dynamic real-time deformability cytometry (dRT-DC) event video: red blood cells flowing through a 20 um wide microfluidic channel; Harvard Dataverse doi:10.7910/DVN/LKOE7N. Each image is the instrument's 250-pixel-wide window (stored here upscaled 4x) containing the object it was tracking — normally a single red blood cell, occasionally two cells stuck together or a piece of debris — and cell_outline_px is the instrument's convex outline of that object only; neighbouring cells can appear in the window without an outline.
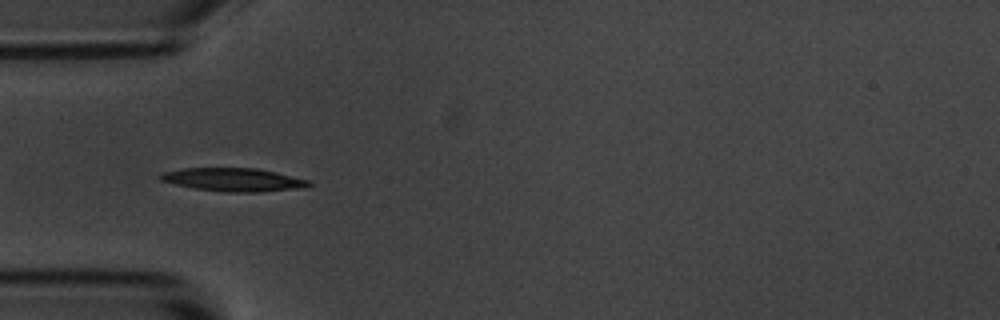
{"species": "common noctule bat (a hibernating species)", "species_latin": "Nyctalus noctula", "temperature_condition": "room temperature", "stored_images_in_passage": 7, "camera_frame_rate_fps": 3000, "um_per_image_px": 0.085, "animal": {"sex": "male", "body_mass_g": 20.1, "forearm_length_mm": 53.5}, "frame": {"image": 1, "passage_image": 3, "time_ms": 3.0, "image_size_px": [1000, 320], "cell_outline_px": [[312, 184], [304, 188], [260, 192], [224, 192], [196, 188], [176, 184], [160, 180], [156, 176], [164, 172], [184, 168], [256, 168], [276, 172], [308, 180]], "centroid_in_image_um": [19.86, 15.27], "position_along_channel_um": 65.1, "area_um2": 20.06}}
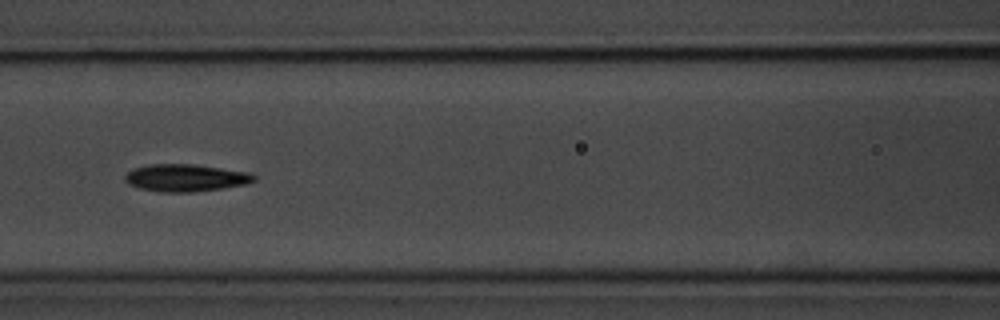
{"frame": {"image": 2, "passage_image": 5, "time_ms": 5.333, "image_size_px": [1000, 320], "cell_outline_px": [[256, 180], [244, 184], [224, 188], [192, 192], [160, 192], [140, 188], [128, 184], [124, 180], [124, 176], [132, 168], [148, 164], [192, 164], [252, 172], [256, 176]], "centroid_in_image_um": [15.77, 15.11], "position_along_channel_um": 150.8, "area_um2": 20.69}}
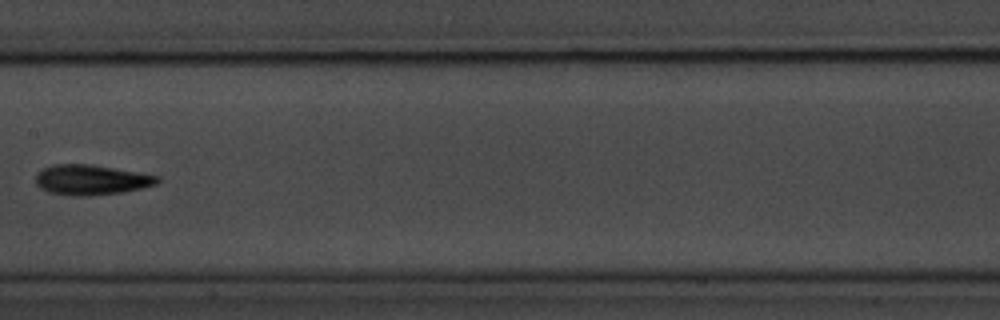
{"frame": {"image": 3, "passage_image": 6, "time_ms": 6.667, "image_size_px": [1000, 320], "cell_outline_px": [[160, 180], [156, 184], [124, 192], [92, 196], [72, 196], [48, 192], [40, 188], [36, 184], [36, 176], [44, 168], [52, 164], [92, 164], [160, 176]], "centroid_in_image_um": [7.75, 15.29], "position_along_channel_um": 199.6, "area_um2": 21.44}}